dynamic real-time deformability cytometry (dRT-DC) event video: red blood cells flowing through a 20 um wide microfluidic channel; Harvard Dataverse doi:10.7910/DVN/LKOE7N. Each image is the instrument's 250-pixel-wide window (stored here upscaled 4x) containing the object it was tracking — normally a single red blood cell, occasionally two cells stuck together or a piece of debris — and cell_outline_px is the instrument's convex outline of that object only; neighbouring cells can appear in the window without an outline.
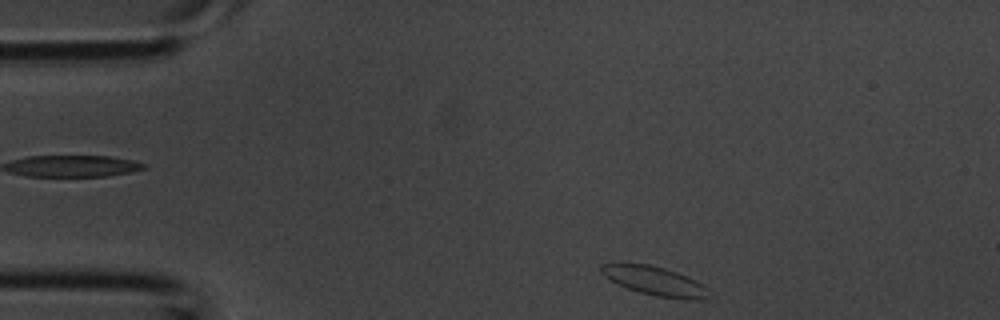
{"species": "common noctule bat (a hibernating species)", "species_latin": "Nyctalus noctula", "temperature_condition": "room temperature", "stored_images_in_passage": 4, "camera_frame_rate_fps": 3000, "um_per_image_px": 0.085, "animal": {"sex": "male", "body_mass_g": 20.1, "forearm_length_mm": 53.5}, "frame": {"image": 1, "passage_image": 4, "time_ms": 1.0, "image_size_px": [1000, 320], "cell_outline_px": [[708, 300], [680, 300], [656, 296], [640, 292], [628, 288], [604, 276], [600, 272], [600, 264], [620, 260], [648, 264], [664, 268], [688, 276], [704, 284], [708, 288]], "centroid_in_image_um": [55.65, 23.85], "position_along_channel_um": 29.4, "area_um2": 18.9}}